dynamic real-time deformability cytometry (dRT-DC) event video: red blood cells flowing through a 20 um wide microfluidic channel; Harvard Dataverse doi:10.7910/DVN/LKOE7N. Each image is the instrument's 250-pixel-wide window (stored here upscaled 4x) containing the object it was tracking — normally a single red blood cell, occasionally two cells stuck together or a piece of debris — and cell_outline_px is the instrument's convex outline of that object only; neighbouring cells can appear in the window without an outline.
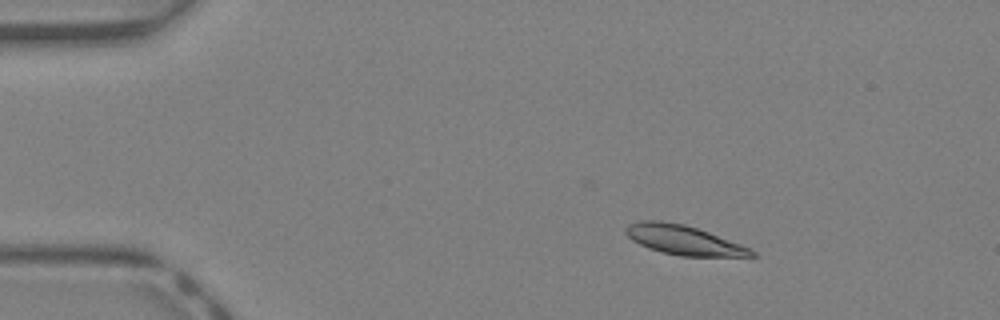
{"species": "Egyptian fruit bat (a non-hibernating species)", "species_latin": "Rousettus aegyptiacus", "temperature_condition": "warm", "stored_images_in_passage": 36, "camera_frame_rate_fps": 3000, "um_per_image_px": 0.085, "animal": {"sex": "female"}, "frame": {"image": 1, "passage_image": 1, "time_ms": 0.0, "image_size_px": [1000, 320], "cell_outline_px": [[760, 256], [680, 256], [660, 252], [648, 248], [632, 240], [624, 232], [624, 228], [628, 224], [640, 220], [660, 220], [684, 224], [708, 232], [752, 248]], "centroid_in_image_um": [58.1, 20.4], "position_along_channel_um": 26.9, "area_um2": 21.73}}
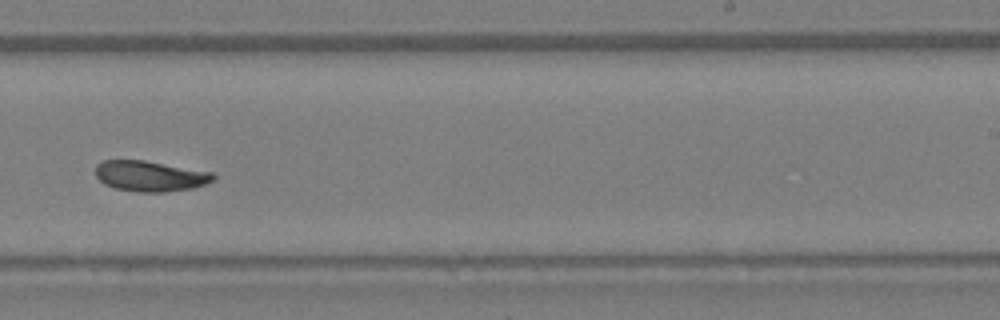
{"frame": {"image": 2, "passage_image": 21, "time_ms": 6.667, "image_size_px": [1000, 320], "cell_outline_px": [[216, 176], [212, 180], [204, 184], [192, 188], [164, 192], [136, 192], [116, 188], [104, 184], [96, 176], [96, 164], [104, 160], [144, 160], [212, 172]], "centroid_in_image_um": [12.74, 14.96], "position_along_channel_um": 276.3, "area_um2": 20.87}}
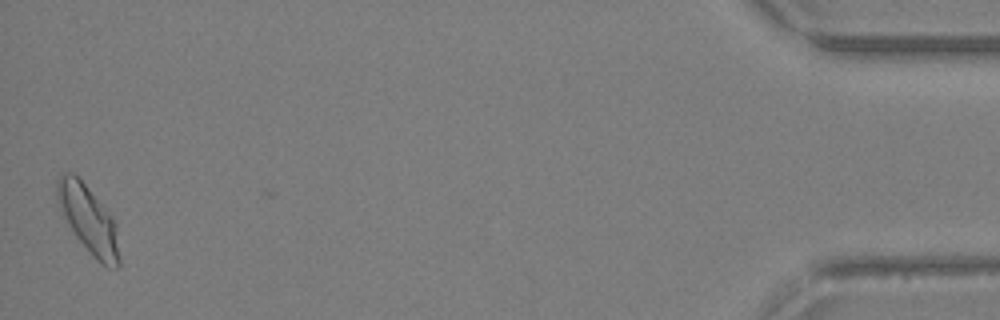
{"frame": {"image": 3, "passage_image": 36, "time_ms": 11.667, "image_size_px": [1000, 320], "cell_outline_px": [[120, 268], [108, 268], [100, 264], [92, 256], [76, 236], [56, 204], [56, 180], [64, 172], [72, 172], [84, 184], [112, 216], [116, 224], [120, 260]], "centroid_in_image_um": [7.52, 18.69], "position_along_channel_um": 427.7, "area_um2": 24.51}, "authors_computed_cell_mechanics": {"area_um2": 21.3282, "velocity_mm_per_s": 4.848, "shape_relaxation_time_tau1_ms": 3.804, "shape_relaxation_time_tau2_ms": 2.0537, "deformation_change_tau1": 0.146, "deformation_change_tau2": 0.0731}}